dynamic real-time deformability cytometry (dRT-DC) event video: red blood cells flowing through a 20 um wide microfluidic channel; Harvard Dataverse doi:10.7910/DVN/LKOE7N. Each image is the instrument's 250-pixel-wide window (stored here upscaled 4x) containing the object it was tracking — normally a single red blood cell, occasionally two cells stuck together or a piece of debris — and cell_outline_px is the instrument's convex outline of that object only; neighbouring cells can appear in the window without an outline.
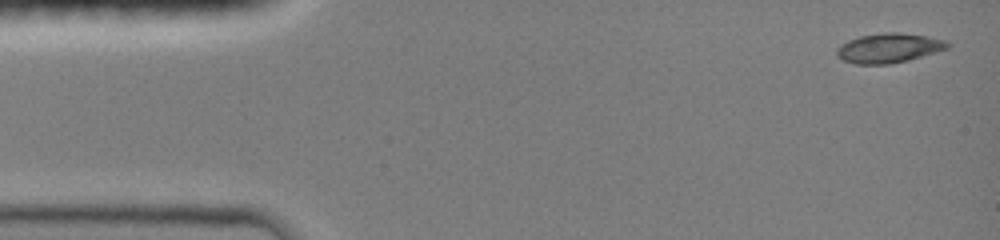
{"species": "common noctule bat (a hibernating species)", "species_latin": "Nyctalus noctula", "temperature_condition": "room temperature", "stored_images_in_passage": 34, "camera_frame_rate_fps": 3000, "um_per_image_px": 0.085, "animal": {"sex": "female", "body_mass_g": 19.0, "forearm_length_mm": 51.5}, "frame": {"image": 1, "passage_image": 1, "time_ms": 0.0, "image_size_px": [1000, 240], "cell_outline_px": [[952, 44], [948, 48], [936, 52], [908, 60], [888, 64], [856, 64], [844, 60], [836, 56], [836, 48], [840, 44], [848, 40], [860, 36], [884, 32], [900, 32], [928, 36], [948, 40]], "centroid_in_image_um": [75.57, 4.07], "position_along_channel_um": 9.4, "area_um2": 19.25}}
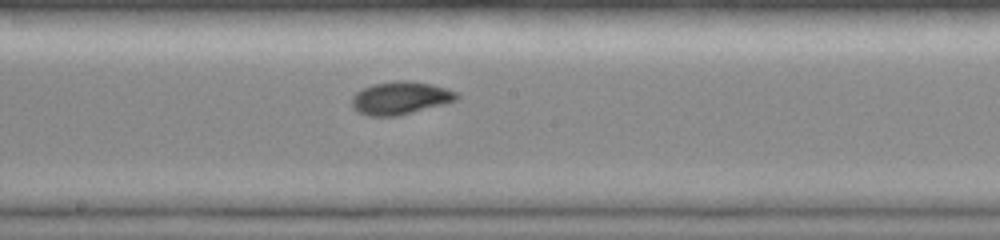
{"frame": {"image": 2, "passage_image": 19, "time_ms": 7.667, "image_size_px": [1000, 240], "cell_outline_px": [[460, 96], [456, 100], [444, 104], [396, 116], [368, 116], [352, 108], [352, 96], [356, 92], [372, 84], [396, 80], [404, 80], [432, 84], [456, 92]], "centroid_in_image_um": [34.01, 8.32], "position_along_channel_um": 214.2, "area_um2": 19.94}}
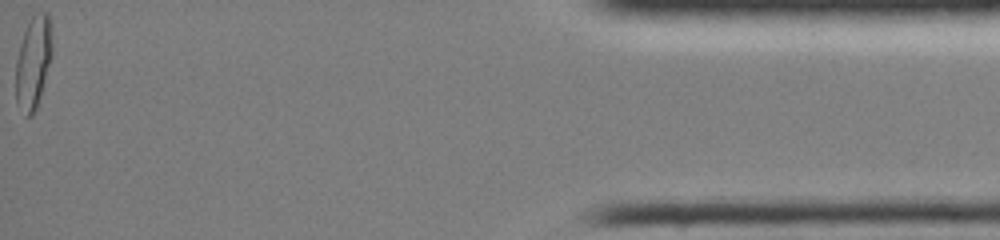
{"frame": {"image": 3, "passage_image": 34, "time_ms": 15.0, "image_size_px": [1000, 240], "cell_outline_px": [[52, 56], [40, 96], [36, 108], [32, 116], [28, 116], [16, 104], [16, 60], [20, 44], [24, 32], [32, 16], [36, 12], [48, 12], [52, 20]], "centroid_in_image_um": [2.85, 5.23], "position_along_channel_um": 432.3, "area_um2": 19.77}, "authors_computed_cell_mechanics": {"area_um2": 18.785, "velocity_mm_per_s": 4.108, "shape_relaxation_time_tau1_ms": 11.2999, "shape_relaxation_time_tau2_ms": null, "deformation_change_tau1": 0.2971, "deformation_change_tau2": null}}